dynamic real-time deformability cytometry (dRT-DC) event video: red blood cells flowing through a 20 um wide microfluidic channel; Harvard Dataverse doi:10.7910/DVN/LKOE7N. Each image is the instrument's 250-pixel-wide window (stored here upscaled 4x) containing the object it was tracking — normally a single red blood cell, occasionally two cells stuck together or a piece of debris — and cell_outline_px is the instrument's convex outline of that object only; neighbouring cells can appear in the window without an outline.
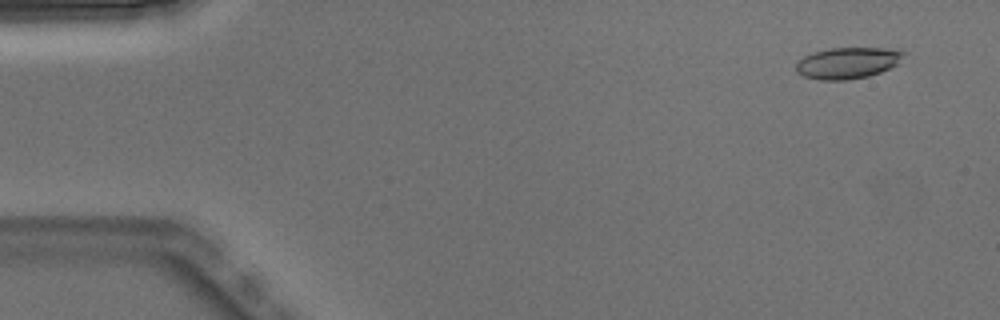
{"species": "Egyptian fruit bat (a non-hibernating species)", "species_latin": "Rousettus aegyptiacus", "temperature_condition": "warm", "stored_images_in_passage": 5, "camera_frame_rate_fps": 3000, "um_per_image_px": 0.085, "animal": {"sex": "male"}, "frame": {"image": 1, "passage_image": 1, "time_ms": 0.0, "image_size_px": [1000, 320], "cell_outline_px": [[904, 52], [896, 64], [880, 72], [868, 76], [848, 80], [820, 80], [804, 76], [796, 72], [796, 64], [804, 56], [812, 52], [828, 48], [888, 48]], "centroid_in_image_um": [71.98, 5.35], "position_along_channel_um": 13.0, "area_um2": 19.42}}
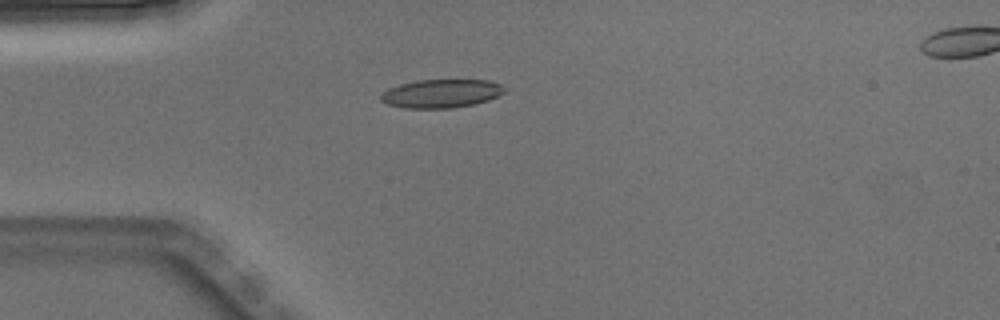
{"frame": {"image": 2, "passage_image": 4, "time_ms": 1.0, "image_size_px": [1000, 320], "cell_outline_px": [[504, 92], [488, 100], [476, 104], [452, 108], [404, 108], [388, 104], [380, 100], [380, 96], [388, 88], [400, 84], [416, 80], [488, 80], [500, 84], [504, 88]], "centroid_in_image_um": [37.49, 7.95], "position_along_channel_um": 47.5, "area_um2": 20.46}}